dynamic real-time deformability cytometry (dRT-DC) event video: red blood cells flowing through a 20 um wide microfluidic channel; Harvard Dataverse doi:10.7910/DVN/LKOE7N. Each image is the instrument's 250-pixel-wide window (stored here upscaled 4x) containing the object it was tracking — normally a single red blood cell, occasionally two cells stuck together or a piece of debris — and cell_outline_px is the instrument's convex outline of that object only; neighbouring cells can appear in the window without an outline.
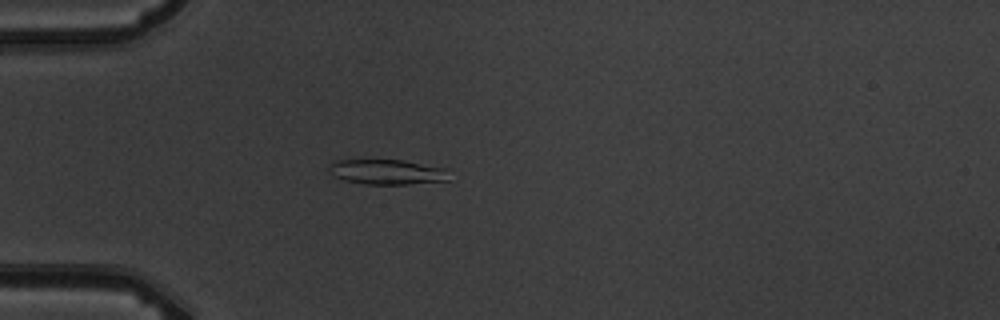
{"species": "common noctule bat (a hibernating species)", "species_latin": "Nyctalus noctula", "temperature_condition": "warm", "stored_images_in_passage": 4, "camera_frame_rate_fps": 3000, "um_per_image_px": 0.085, "animal": {"sex": "male", "body_mass_g": 19.5, "forearm_length_mm": 54.6}, "frame": {"image": 1, "passage_image": 4, "time_ms": 4.333, "image_size_px": [1000, 320], "cell_outline_px": [[448, 180], [408, 184], [364, 184], [344, 180], [336, 176], [328, 168], [328, 164], [332, 160], [404, 160], [448, 168]], "centroid_in_image_um": [32.91, 14.6], "position_along_channel_um": 52.1, "area_um2": 17.57}}